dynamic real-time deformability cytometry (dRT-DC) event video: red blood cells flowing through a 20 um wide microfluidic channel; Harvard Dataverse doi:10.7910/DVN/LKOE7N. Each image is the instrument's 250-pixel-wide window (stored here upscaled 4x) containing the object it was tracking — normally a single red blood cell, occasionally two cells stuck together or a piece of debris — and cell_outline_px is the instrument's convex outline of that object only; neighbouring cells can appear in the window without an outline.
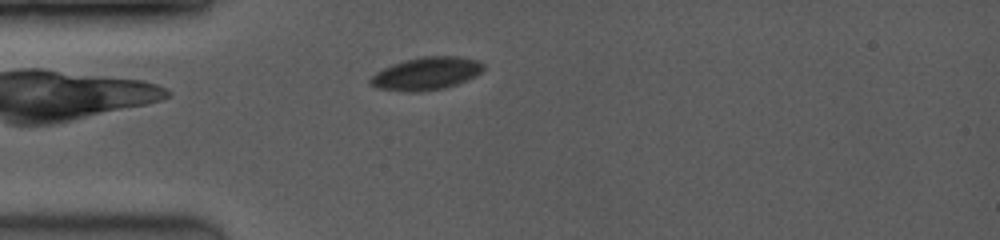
{"species": "common noctule bat (a hibernating species)", "species_latin": "Nyctalus noctula", "temperature_condition": "room temperature", "stored_images_in_passage": 56, "camera_frame_rate_fps": 3500, "um_per_image_px": 0.085, "animal": {"sex": "female", "body_mass_g": 19.0, "forearm_length_mm": 53.3}, "frame": {"image": 1, "passage_image": 5, "time_ms": 1.429, "image_size_px": [1000, 240], "cell_outline_px": [[484, 68], [476, 76], [456, 84], [444, 88], [420, 92], [404, 92], [376, 88], [368, 80], [376, 72], [392, 64], [420, 56], [456, 56], [476, 60], [484, 64]], "centroid_in_image_um": [36.22, 6.26], "position_along_channel_um": 48.8, "area_um2": 21.56}}
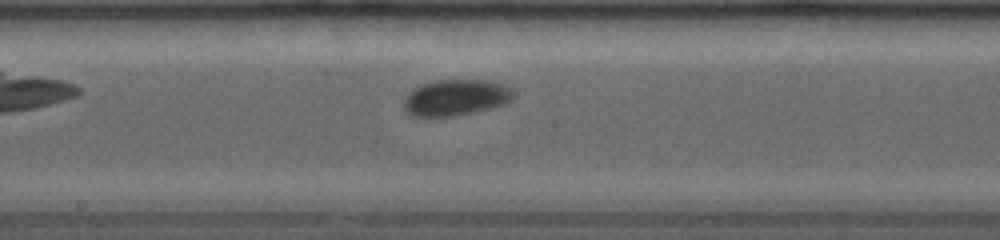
{"frame": {"image": 2, "passage_image": 19, "time_ms": 5.714, "image_size_px": [1000, 240], "cell_outline_px": [[512, 100], [504, 104], [456, 116], [412, 116], [404, 108], [404, 96], [408, 92], [424, 84], [436, 80], [488, 80], [500, 84], [508, 88], [512, 92]], "centroid_in_image_um": [38.7, 8.29], "position_along_channel_um": 209.5, "area_um2": 22.66}}
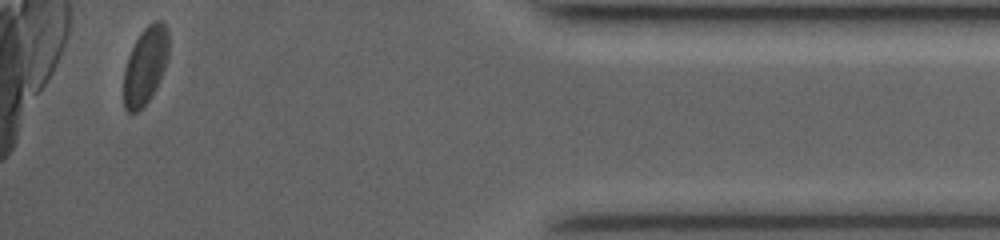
{"frame": {"image": 3, "passage_image": 53, "time_ms": 12.0, "image_size_px": [1000, 240], "cell_outline_px": [[168, 56], [160, 80], [156, 88], [148, 100], [136, 112], [128, 112], [124, 108], [124, 68], [128, 56], [140, 32], [152, 20], [164, 20], [168, 28]], "centroid_in_image_um": [12.36, 5.52], "position_along_channel_um": 422.8, "area_um2": 20.35}, "authors_computed_cell_mechanics": {"area_um2": 21.9062, "velocity_mm_per_s": 4.0432, "shape_relaxation_time_tau1_ms": 1.5098, "shape_relaxation_time_tau2_ms": null, "deformation_change_tau1": 0.0482, "deformation_change_tau2": null}}